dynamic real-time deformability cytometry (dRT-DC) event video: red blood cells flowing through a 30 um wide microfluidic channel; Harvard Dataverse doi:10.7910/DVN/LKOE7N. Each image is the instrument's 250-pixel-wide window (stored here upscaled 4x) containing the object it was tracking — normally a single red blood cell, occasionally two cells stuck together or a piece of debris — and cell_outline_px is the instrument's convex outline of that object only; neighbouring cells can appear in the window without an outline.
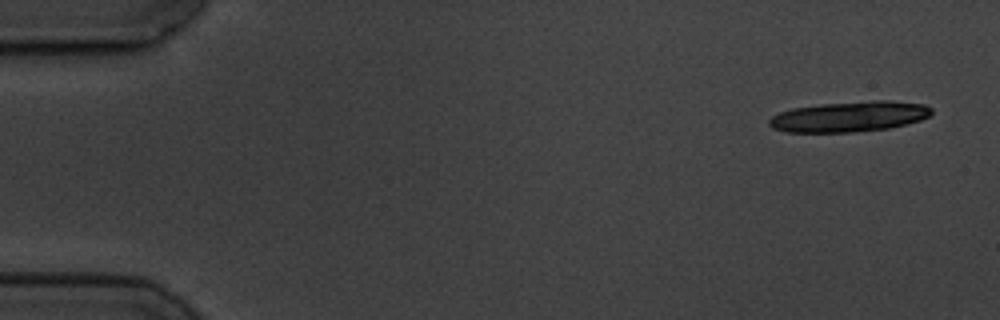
{"species": "common noctule bat (a hibernating species)", "species_latin": "Nyctalus noctula", "temperature_condition": "cold", "stored_images_in_passage": 5, "camera_frame_rate_fps": 3000, "um_per_image_px": 0.085, "animal": {"sex": "male", "body_mass_g": 19.5, "forearm_length_mm": 54.6}, "frame": {"image": 1, "passage_image": 1, "time_ms": 0.0, "image_size_px": [1000, 320], "cell_outline_px": [[932, 112], [928, 116], [920, 120], [888, 128], [852, 132], [788, 132], [772, 128], [768, 124], [768, 120], [772, 116], [780, 112], [792, 108], [820, 104], [872, 100], [892, 100], [924, 104], [932, 108]], "centroid_in_image_um": [72.18, 9.9], "position_along_channel_um": 12.8, "area_um2": 28.84}}